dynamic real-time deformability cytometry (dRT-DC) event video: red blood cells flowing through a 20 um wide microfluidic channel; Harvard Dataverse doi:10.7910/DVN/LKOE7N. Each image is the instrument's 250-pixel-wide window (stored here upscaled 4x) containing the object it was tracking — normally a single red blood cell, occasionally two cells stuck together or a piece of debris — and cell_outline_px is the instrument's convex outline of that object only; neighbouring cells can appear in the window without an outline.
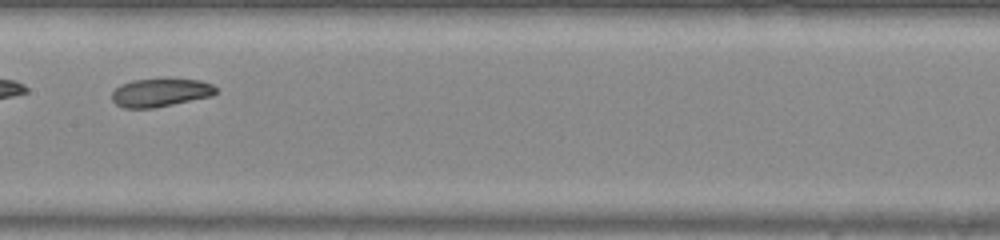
{"species": "common noctule bat (a hibernating species)", "species_latin": "Nyctalus noctula", "temperature_condition": "warm", "stored_images_in_passage": 28, "camera_frame_rate_fps": 3000, "um_per_image_px": 0.085, "animal": {"sex": "male", "body_mass_g": 20.0, "forearm_length_mm": 53.3}, "frame": {"image": 1, "passage_image": 9, "time_ms": 2.667, "image_size_px": [1000, 240], "cell_outline_px": [[216, 92], [212, 96], [152, 108], [124, 108], [116, 104], [112, 100], [112, 92], [120, 84], [132, 80], [168, 76], [172, 76], [200, 80], [212, 84], [216, 88]], "centroid_in_image_um": [13.64, 7.81], "position_along_channel_um": 193.8, "area_um2": 17.8}}